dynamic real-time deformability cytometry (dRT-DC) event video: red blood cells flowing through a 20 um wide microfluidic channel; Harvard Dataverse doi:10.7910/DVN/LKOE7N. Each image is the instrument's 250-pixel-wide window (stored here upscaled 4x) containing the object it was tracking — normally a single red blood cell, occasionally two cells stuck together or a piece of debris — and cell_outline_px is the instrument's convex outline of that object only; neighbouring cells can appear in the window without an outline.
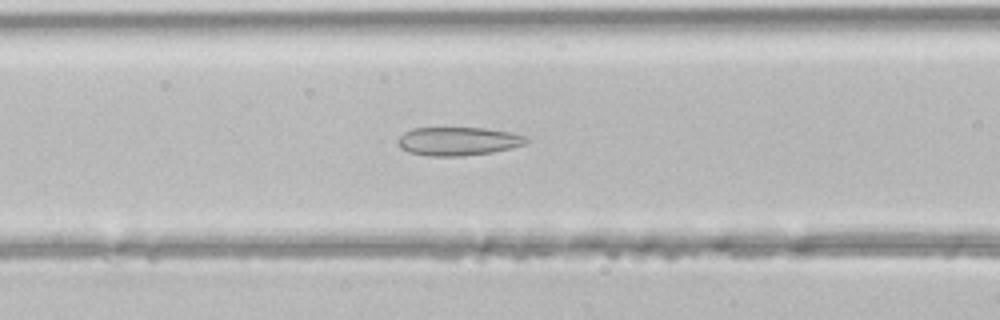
{"species": "common noctule bat (a hibernating species)", "species_latin": "Nyctalus noctula", "temperature_condition": "room temperature", "stored_images_in_passage": 34, "camera_frame_rate_fps": 3000, "um_per_image_px": 0.085, "animal": {"sex": "male", "body_mass_g": 21.5, "forearm_length_mm": 52.0}, "frame": {"image": 1, "passage_image": 10, "time_ms": 3.0, "image_size_px": [1000, 320], "cell_outline_px": [[528, 140], [524, 144], [512, 148], [492, 152], [460, 156], [432, 156], [408, 152], [400, 148], [396, 144], [396, 140], [404, 132], [412, 128], [484, 128], [512, 132], [528, 136]], "centroid_in_image_um": [38.93, 12.0], "position_along_channel_um": 127.7, "area_um2": 21.44}}
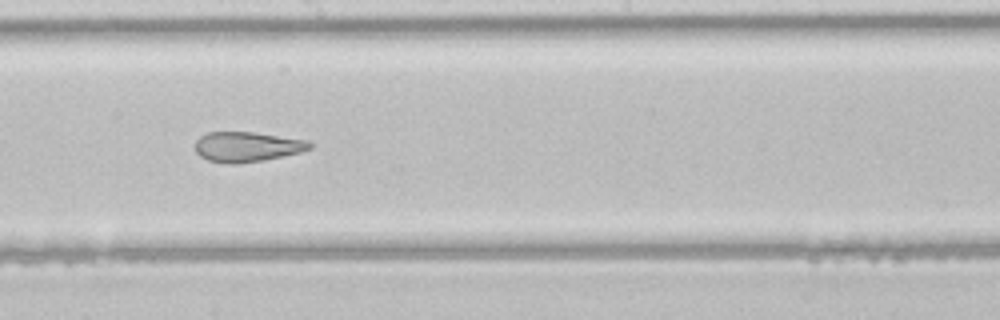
{"frame": {"image": 2, "passage_image": 17, "time_ms": 5.333, "image_size_px": [1000, 320], "cell_outline_px": [[312, 148], [300, 152], [284, 156], [264, 160], [236, 164], [232, 164], [208, 160], [200, 156], [196, 152], [196, 140], [200, 136], [208, 132], [252, 132], [308, 140], [312, 144]], "centroid_in_image_um": [21.01, 12.48], "position_along_channel_um": 227.2, "area_um2": 20.0}}
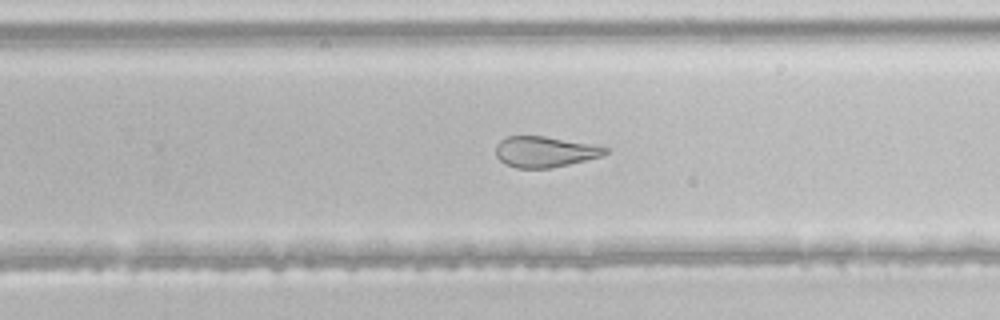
{"frame": {"image": 3, "passage_image": 21, "time_ms": 6.667, "image_size_px": [1000, 320], "cell_outline_px": [[608, 152], [600, 156], [552, 168], [516, 168], [500, 160], [496, 156], [496, 144], [500, 140], [508, 136], [544, 136], [588, 144], [608, 148]], "centroid_in_image_um": [46.25, 12.9], "position_along_channel_um": 283.5, "area_um2": 19.25}}